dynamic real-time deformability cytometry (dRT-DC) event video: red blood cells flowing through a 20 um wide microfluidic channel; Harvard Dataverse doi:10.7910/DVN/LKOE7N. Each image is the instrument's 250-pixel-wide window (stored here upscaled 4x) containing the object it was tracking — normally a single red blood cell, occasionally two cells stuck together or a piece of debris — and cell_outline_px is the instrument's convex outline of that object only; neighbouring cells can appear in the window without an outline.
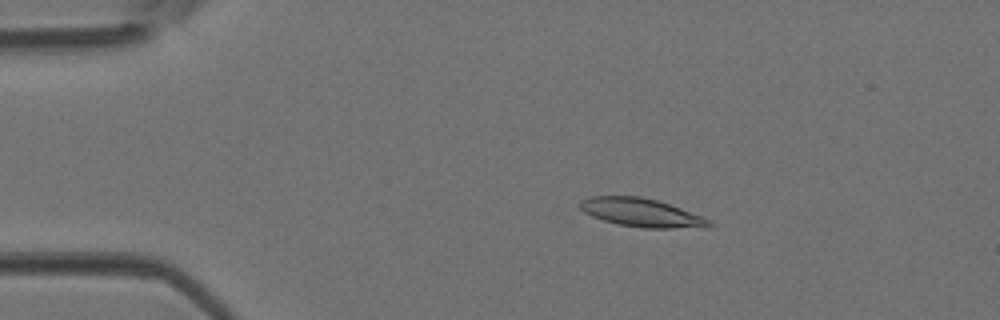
{"species": "Egyptian fruit bat (a non-hibernating species)", "species_latin": "Rousettus aegyptiacus", "temperature_condition": "room temperature", "stored_images_in_passage": 43, "camera_frame_rate_fps": 3000, "um_per_image_px": 0.085, "animal": {"sex": "female"}, "frame": {"image": 1, "passage_image": 6, "time_ms": 1.667, "image_size_px": [1000, 320], "cell_outline_px": [[716, 224], [708, 228], [640, 228], [620, 224], [604, 220], [592, 216], [584, 212], [580, 208], [580, 200], [588, 196], [640, 196], [656, 200], [680, 208], [712, 220]], "centroid_in_image_um": [54.57, 18.08], "position_along_channel_um": 30.4, "area_um2": 21.5}}
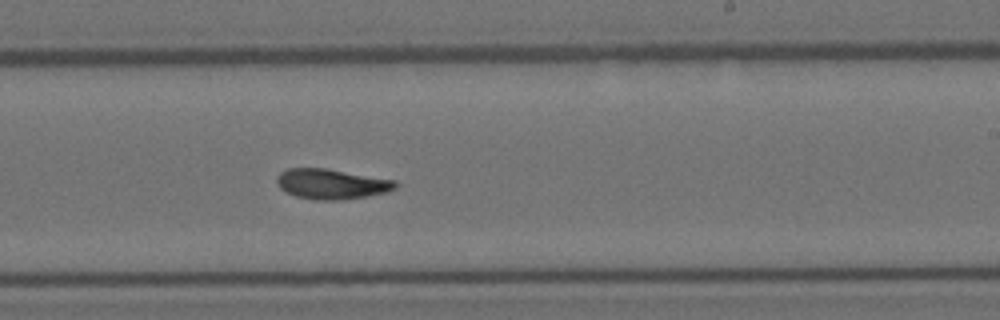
{"frame": {"image": 2, "passage_image": 25, "time_ms": 8.0, "image_size_px": [1000, 320], "cell_outline_px": [[396, 188], [388, 192], [368, 196], [340, 200], [316, 200], [296, 196], [280, 188], [276, 184], [276, 176], [280, 172], [288, 168], [328, 168], [396, 180]], "centroid_in_image_um": [28.18, 15.63], "position_along_channel_um": 260.8, "area_um2": 21.04}}
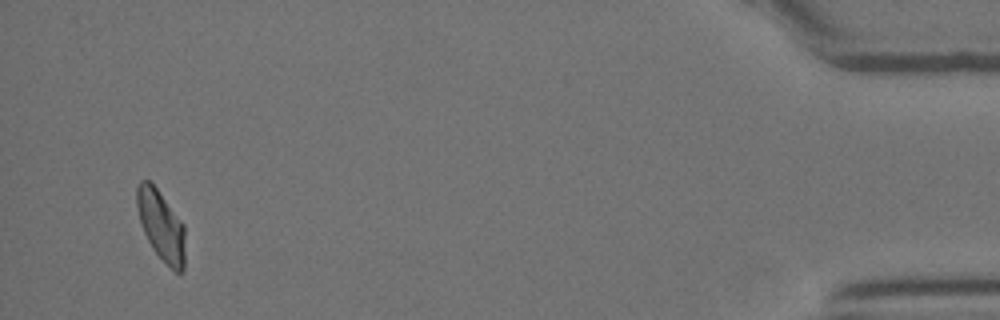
{"frame": {"image": 3, "passage_image": 41, "time_ms": 13.333, "image_size_px": [1000, 320], "cell_outline_px": [[184, 268], [180, 272], [176, 272], [152, 248], [144, 232], [140, 220], [136, 204], [136, 188], [140, 180], [148, 180], [156, 188], [184, 224]], "centroid_in_image_um": [13.68, 19.14], "position_along_channel_um": 421.5, "area_um2": 19.25}}